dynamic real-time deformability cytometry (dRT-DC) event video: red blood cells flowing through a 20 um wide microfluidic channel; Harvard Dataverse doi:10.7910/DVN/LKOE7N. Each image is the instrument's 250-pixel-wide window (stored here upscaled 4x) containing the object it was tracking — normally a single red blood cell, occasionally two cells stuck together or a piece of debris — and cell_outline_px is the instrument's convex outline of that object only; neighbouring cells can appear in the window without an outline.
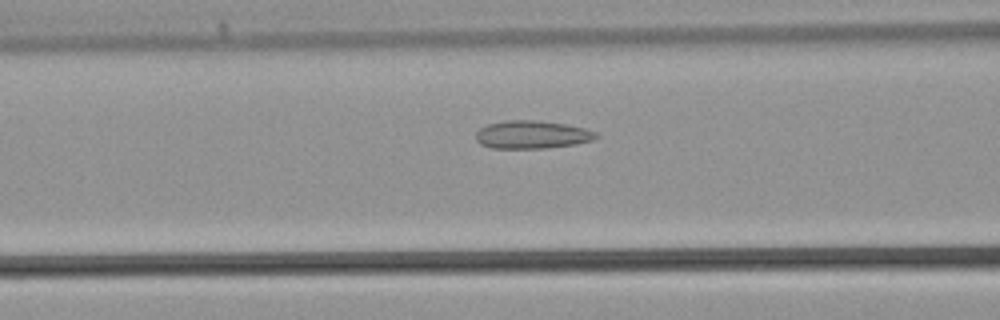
{"species": "common noctule bat (a hibernating species)", "species_latin": "Nyctalus noctula", "temperature_condition": "warm", "stored_images_in_passage": 28, "camera_frame_rate_fps": 3000, "um_per_image_px": 0.085, "animal": {"sex": "male", "body_mass_g": 21.5, "forearm_length_mm": 52.0}, "frame": {"image": 1, "passage_image": 4, "time_ms": 1.0, "image_size_px": [1000, 320], "cell_outline_px": [[600, 136], [592, 140], [572, 144], [544, 148], [492, 148], [480, 144], [476, 140], [476, 132], [480, 128], [488, 124], [504, 120], [536, 120], [564, 124], [584, 128], [596, 132]], "centroid_in_image_um": [45.18, 11.44], "position_along_channel_um": 121.4, "area_um2": 19.48}}
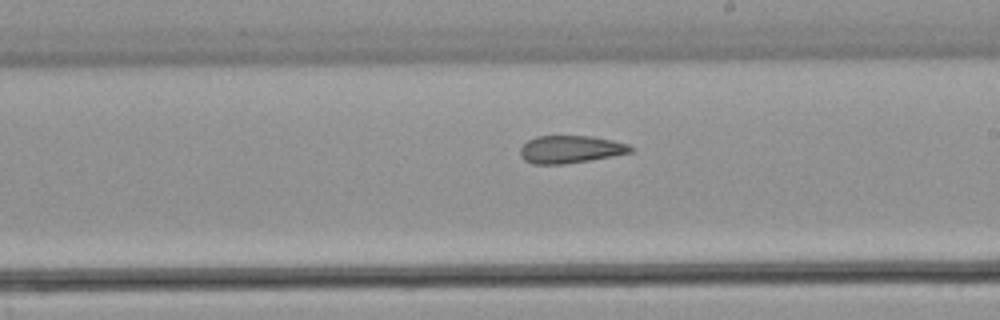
{"frame": {"image": 2, "passage_image": 11, "time_ms": 3.333, "image_size_px": [1000, 320], "cell_outline_px": [[632, 152], [612, 156], [564, 164], [532, 164], [524, 160], [520, 156], [520, 148], [528, 140], [536, 136], [592, 136], [612, 140], [628, 144], [632, 148]], "centroid_in_image_um": [48.45, 12.69], "position_along_channel_um": 240.5, "area_um2": 17.69}}
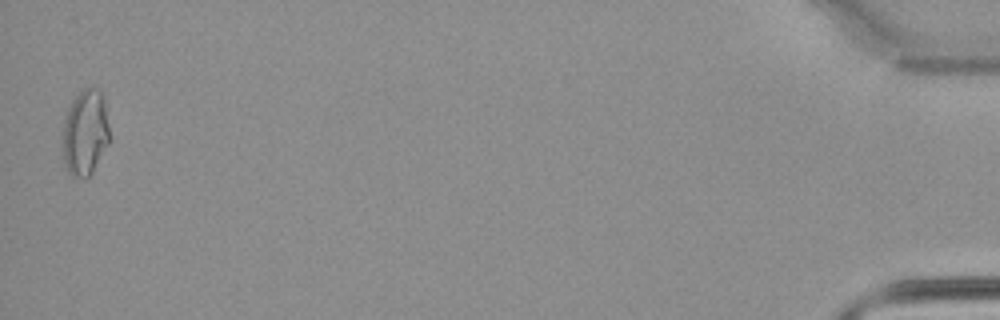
{"frame": {"image": 3, "passage_image": 28, "time_ms": 9.0, "image_size_px": [1000, 320], "cell_outline_px": [[108, 144], [92, 172], [88, 176], [72, 176], [68, 172], [64, 160], [64, 120], [68, 108], [72, 100], [84, 88], [100, 88], [104, 100], [108, 124]], "centroid_in_image_um": [7.25, 11.23], "position_along_channel_um": 427.9, "area_um2": 22.89}}